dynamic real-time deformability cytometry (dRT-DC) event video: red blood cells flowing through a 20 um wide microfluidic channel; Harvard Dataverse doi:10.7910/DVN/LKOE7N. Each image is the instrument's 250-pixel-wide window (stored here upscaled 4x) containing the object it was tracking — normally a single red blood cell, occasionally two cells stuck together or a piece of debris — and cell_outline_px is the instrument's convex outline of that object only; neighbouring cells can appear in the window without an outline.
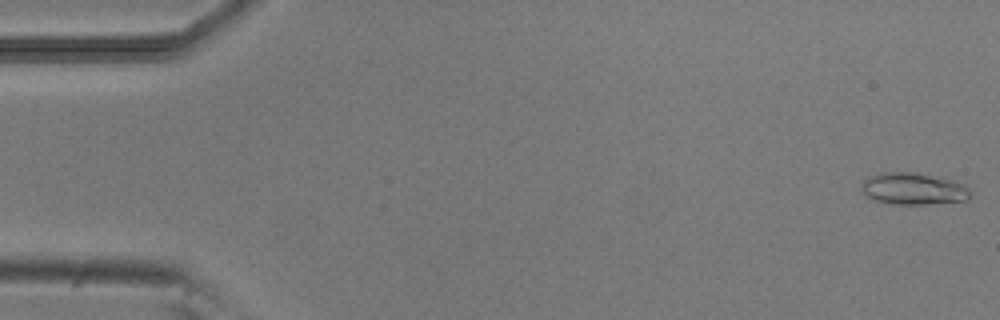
{"species": "common noctule bat (a hibernating species)", "species_latin": "Nyctalus noctula", "temperature_condition": "room temperature", "stored_images_in_passage": 52, "camera_frame_rate_fps": 3000, "um_per_image_px": 0.085, "animal": {"sex": "male", "body_mass_g": 20.5, "forearm_length_mm": 52.5}, "frame": {"image": 1, "passage_image": 1, "time_ms": 0.0, "image_size_px": [1000, 320], "cell_outline_px": [[972, 196], [968, 200], [924, 204], [888, 204], [872, 200], [864, 196], [864, 180], [868, 176], [880, 172], [912, 172], [952, 180], [964, 184], [972, 192]], "centroid_in_image_um": [77.64, 16.05], "position_along_channel_um": 7.4, "area_um2": 20.29}}
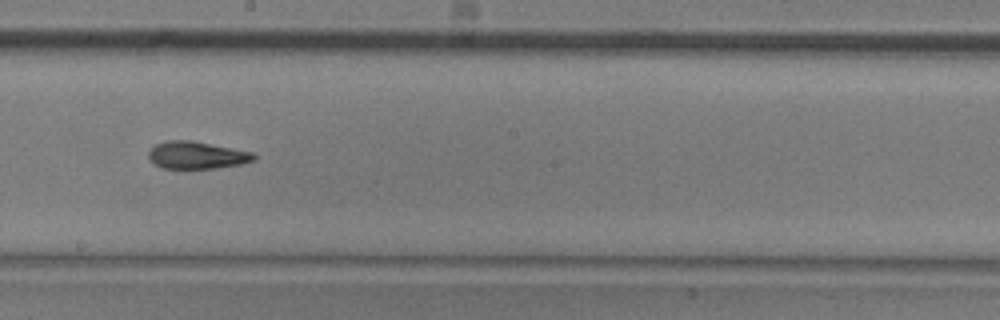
{"frame": {"image": 2, "passage_image": 29, "time_ms": 9.333, "image_size_px": [1000, 320], "cell_outline_px": [[256, 160], [244, 164], [216, 168], [160, 168], [148, 160], [148, 152], [156, 144], [164, 140], [192, 140], [252, 152], [256, 156]], "centroid_in_image_um": [16.71, 13.19], "position_along_channel_um": 231.5, "area_um2": 16.99}}
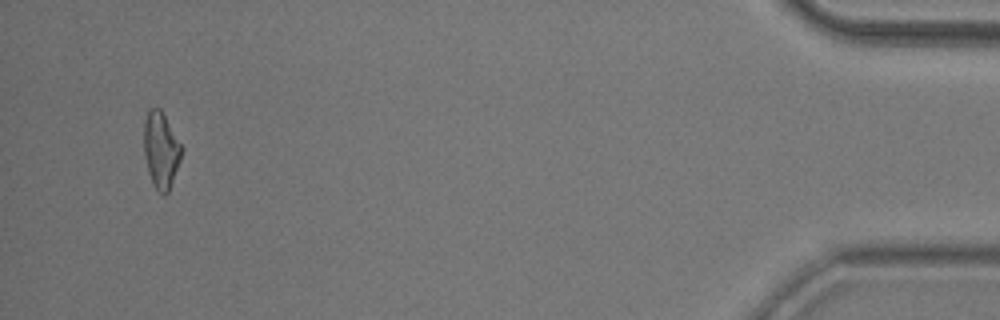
{"frame": {"image": 3, "passage_image": 50, "time_ms": 16.333, "image_size_px": [1000, 320], "cell_outline_px": [[184, 148], [180, 160], [168, 192], [164, 196], [152, 184], [148, 172], [144, 152], [144, 120], [148, 108], [160, 108]], "centroid_in_image_um": [13.68, 12.73], "position_along_channel_um": 421.5, "area_um2": 16.76}, "authors_computed_cell_mechanics": {"area_um2": 16.9932, "velocity_mm_per_s": 3.869, "shape_relaxation_time_tau1_ms": null, "shape_relaxation_time_tau2_ms": 4.274, "deformation_change_tau1": null, "deformation_change_tau2": 0.1134}}